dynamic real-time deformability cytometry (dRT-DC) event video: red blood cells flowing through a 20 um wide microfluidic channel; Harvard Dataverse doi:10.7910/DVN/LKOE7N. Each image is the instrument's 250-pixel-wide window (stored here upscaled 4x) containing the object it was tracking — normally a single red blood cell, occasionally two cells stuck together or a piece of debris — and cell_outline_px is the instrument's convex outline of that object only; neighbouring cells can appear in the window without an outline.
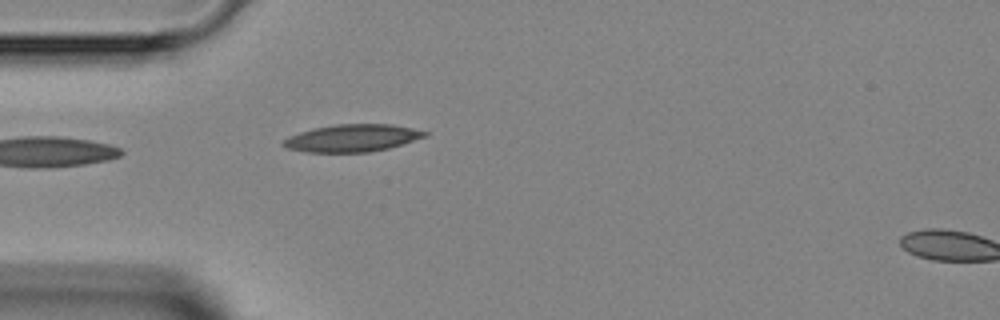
{"species": "Egyptian fruit bat (a non-hibernating species)", "species_latin": "Rousettus aegyptiacus", "temperature_condition": "room temperature", "stored_images_in_passage": 3, "segment_of_instrument_passage": [1, 2], "camera_frame_rate_fps": 3000, "um_per_image_px": 0.085, "animal": {"sex": "female"}, "frame": {"image": 1, "passage_image": 2, "time_ms": 1.333, "image_size_px": [1000, 320], "cell_outline_px": [[428, 136], [388, 148], [368, 152], [308, 152], [288, 148], [280, 144], [280, 140], [288, 136], [312, 128], [336, 124], [392, 124], [412, 128], [428, 132]], "centroid_in_image_um": [29.91, 11.73], "position_along_channel_um": 55.1, "area_um2": 22.6}}